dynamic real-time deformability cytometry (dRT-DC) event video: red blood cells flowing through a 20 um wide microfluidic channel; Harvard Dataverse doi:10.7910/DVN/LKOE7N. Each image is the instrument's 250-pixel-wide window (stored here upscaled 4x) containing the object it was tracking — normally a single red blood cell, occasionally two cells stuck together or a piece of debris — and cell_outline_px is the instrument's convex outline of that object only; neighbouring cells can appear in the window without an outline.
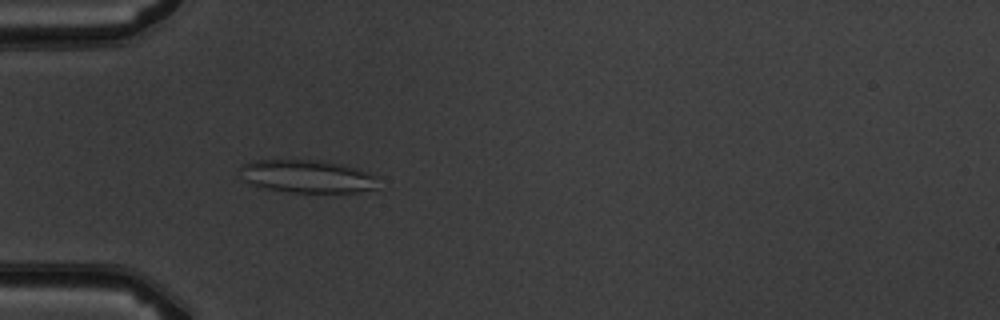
{"species": "common noctule bat (a hibernating species)", "species_latin": "Nyctalus noctula", "temperature_condition": "warm", "stored_images_in_passage": 4, "camera_frame_rate_fps": 3000, "um_per_image_px": 0.085, "animal": {"sex": "male", "body_mass_g": 19.5, "forearm_length_mm": 54.6}, "frame": {"image": 1, "passage_image": 4, "time_ms": 4.0, "image_size_px": [1000, 320], "cell_outline_px": [[376, 188], [356, 192], [288, 192], [264, 188], [252, 184], [244, 180], [240, 168], [244, 164], [252, 160], [324, 160], [356, 168], [376, 176]], "centroid_in_image_um": [26.09, 14.98], "position_along_channel_um": 58.9, "area_um2": 26.24}}